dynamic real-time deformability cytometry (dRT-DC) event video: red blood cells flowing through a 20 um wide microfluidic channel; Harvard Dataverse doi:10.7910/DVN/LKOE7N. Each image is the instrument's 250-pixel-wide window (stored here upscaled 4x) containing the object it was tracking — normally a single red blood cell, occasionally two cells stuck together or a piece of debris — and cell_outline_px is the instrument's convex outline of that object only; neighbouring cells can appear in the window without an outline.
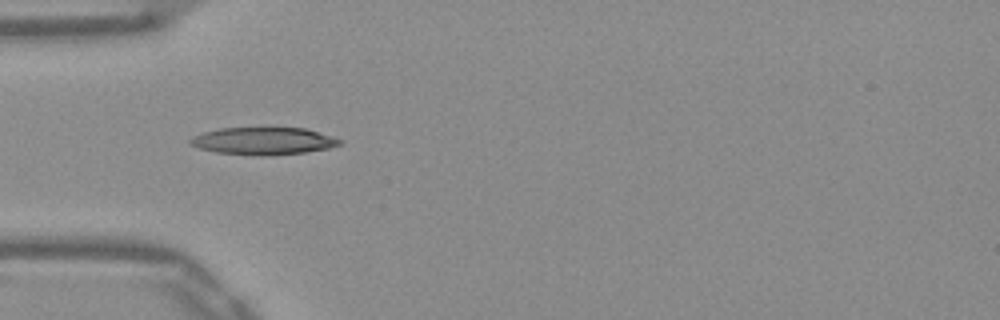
{"species": "Egyptian fruit bat (a non-hibernating species)", "species_latin": "Rousettus aegyptiacus", "temperature_condition": "warm", "stored_images_in_passage": 37, "camera_frame_rate_fps": 3000, "um_per_image_px": 0.085, "frame": {"image": 1, "passage_image": 1, "time_ms": 0.0, "image_size_px": [1000, 320], "cell_outline_px": [[344, 140], [340, 144], [328, 148], [304, 152], [260, 156], [256, 156], [216, 152], [200, 148], [192, 144], [188, 140], [192, 136], [204, 132], [220, 128], [304, 128], [332, 136]], "centroid_in_image_um": [22.38, 11.98], "position_along_channel_um": 62.6, "area_um2": 23.64}}
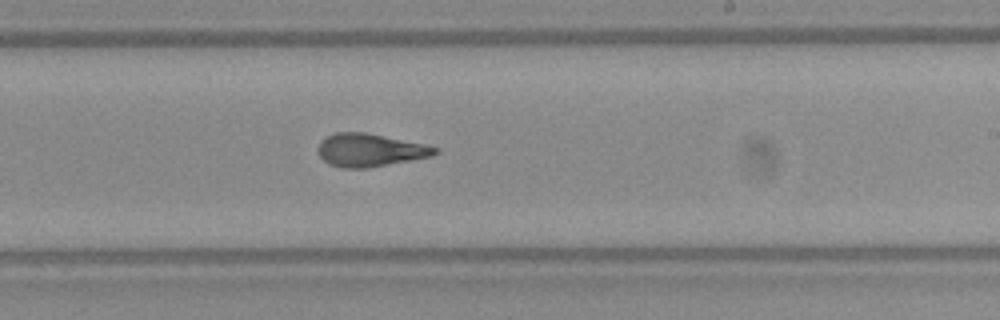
{"frame": {"image": 2, "passage_image": 16, "time_ms": 5.0, "image_size_px": [1000, 320], "cell_outline_px": [[440, 152], [432, 156], [412, 160], [368, 168], [340, 168], [328, 164], [320, 156], [316, 148], [320, 140], [336, 132], [364, 132], [424, 144], [440, 148]], "centroid_in_image_um": [31.43, 12.77], "position_along_channel_um": 257.6, "area_um2": 22.6}}
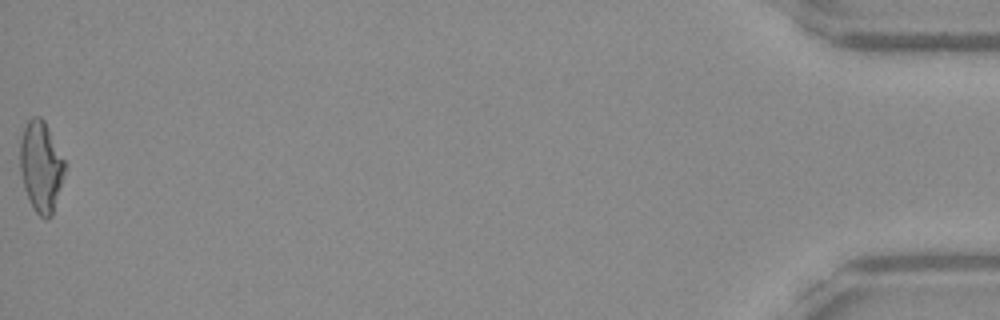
{"frame": {"image": 3, "passage_image": 37, "time_ms": 12.0, "image_size_px": [1000, 320], "cell_outline_px": [[64, 172], [52, 216], [48, 220], [44, 220], [36, 212], [24, 188], [20, 168], [20, 144], [24, 128], [28, 120], [32, 116], [40, 116], [44, 120], [64, 160]], "centroid_in_image_um": [3.47, 14.16], "position_along_channel_um": 431.7, "area_um2": 23.18}, "authors_computed_cell_mechanics": {"area_um2": 22.831, "velocity_mm_per_s": 3.9174, "shape_relaxation_time_tau1_ms": null, "shape_relaxation_time_tau2_ms": 2.0299, "deformation_change_tau1": null, "deformation_change_tau2": 0.1095}}